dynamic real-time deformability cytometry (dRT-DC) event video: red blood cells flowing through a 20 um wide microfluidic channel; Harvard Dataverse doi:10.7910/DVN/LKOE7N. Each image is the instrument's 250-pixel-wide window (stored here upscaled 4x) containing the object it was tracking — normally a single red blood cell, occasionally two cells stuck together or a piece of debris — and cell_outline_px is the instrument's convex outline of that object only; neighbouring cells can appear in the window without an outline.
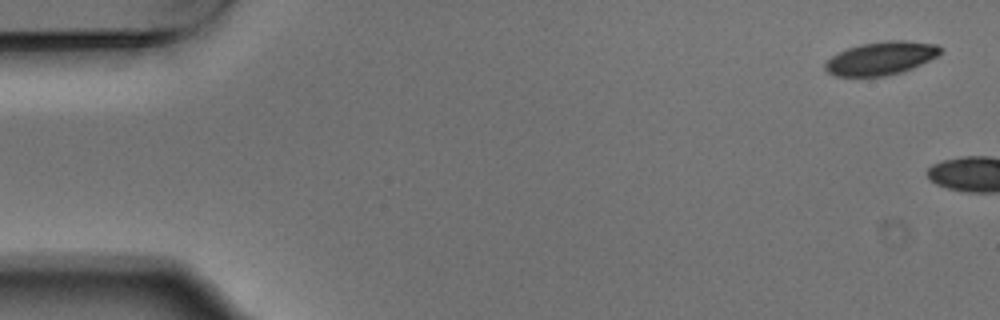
{"species": "Egyptian fruit bat (a non-hibernating species)", "species_latin": "Rousettus aegyptiacus", "temperature_condition": "warm", "stored_images_in_passage": 2, "camera_frame_rate_fps": 3000, "um_per_image_px": 0.085, "animal": {"sex": "male"}, "frame": {"image": 1, "passage_image": 1, "time_ms": 0.0, "image_size_px": [1000, 320], "cell_outline_px": [[944, 48], [936, 56], [912, 68], [900, 72], [884, 76], [836, 76], [828, 72], [824, 68], [824, 64], [832, 56], [848, 48], [860, 44], [888, 40], [904, 40], [936, 44]], "centroid_in_image_um": [74.88, 4.94], "position_along_channel_um": 10.1, "area_um2": 22.08}}